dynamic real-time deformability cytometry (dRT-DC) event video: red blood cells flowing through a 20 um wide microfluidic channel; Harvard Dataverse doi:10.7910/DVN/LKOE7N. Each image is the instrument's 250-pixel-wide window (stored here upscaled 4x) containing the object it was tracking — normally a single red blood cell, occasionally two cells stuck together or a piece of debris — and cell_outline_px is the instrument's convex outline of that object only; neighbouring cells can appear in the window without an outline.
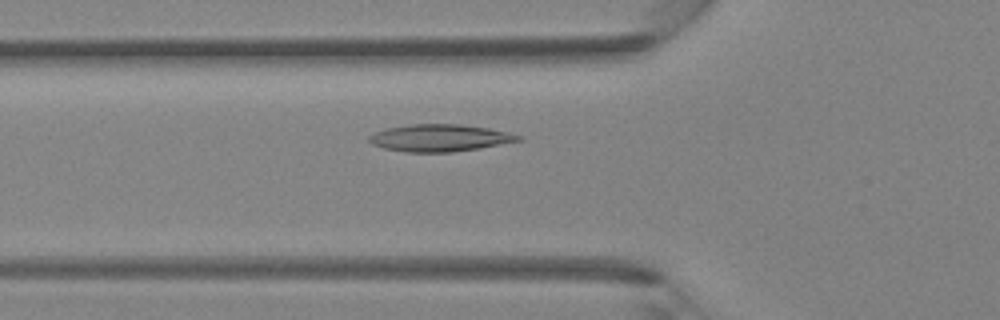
{"species": "Egyptian fruit bat (a non-hibernating species)", "species_latin": "Rousettus aegyptiacus", "temperature_condition": "room temperature", "stored_images_in_passage": 39, "camera_frame_rate_fps": 3000, "um_per_image_px": 0.085, "animal": {"sex": "female"}, "frame": {"image": 1, "passage_image": 12, "time_ms": 3.667, "image_size_px": [1000, 320], "cell_outline_px": [[524, 140], [480, 148], [452, 152], [408, 152], [384, 148], [372, 144], [368, 140], [368, 136], [376, 132], [388, 128], [408, 124], [460, 124], [488, 128], [524, 136]], "centroid_in_image_um": [37.41, 11.72], "position_along_channel_um": 88.4, "area_um2": 23.58}}
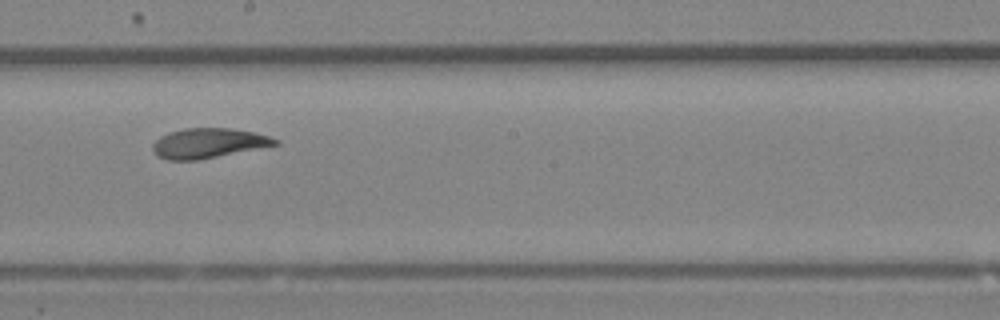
{"frame": {"image": 2, "passage_image": 21, "time_ms": 6.667, "image_size_px": [1000, 320], "cell_outline_px": [[280, 144], [196, 160], [168, 160], [156, 156], [152, 148], [152, 144], [160, 136], [168, 132], [184, 128], [228, 128], [256, 132], [280, 140]], "centroid_in_image_um": [17.69, 12.16], "position_along_channel_um": 230.5, "area_um2": 21.27}}
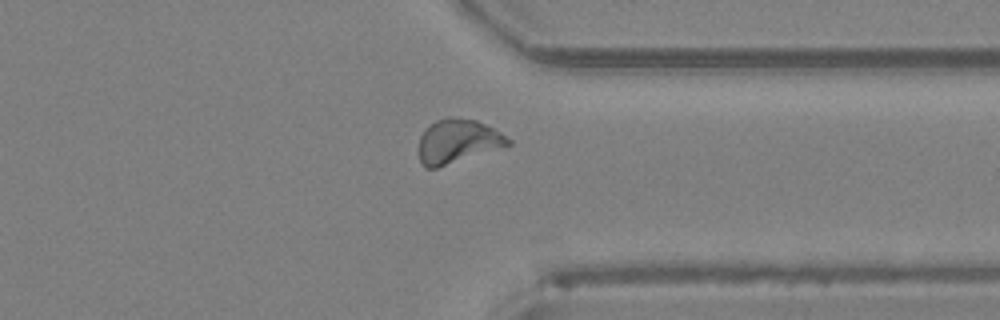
{"frame": {"image": 3, "passage_image": 30, "time_ms": 9.667, "image_size_px": [1000, 320], "cell_outline_px": [[512, 144], [504, 148], [436, 168], [424, 168], [420, 160], [420, 136], [436, 120], [444, 116], [448, 116], [476, 120], [500, 132], [512, 140]], "centroid_in_image_um": [38.95, 12.02], "position_along_channel_um": 372.5, "area_um2": 22.89}}